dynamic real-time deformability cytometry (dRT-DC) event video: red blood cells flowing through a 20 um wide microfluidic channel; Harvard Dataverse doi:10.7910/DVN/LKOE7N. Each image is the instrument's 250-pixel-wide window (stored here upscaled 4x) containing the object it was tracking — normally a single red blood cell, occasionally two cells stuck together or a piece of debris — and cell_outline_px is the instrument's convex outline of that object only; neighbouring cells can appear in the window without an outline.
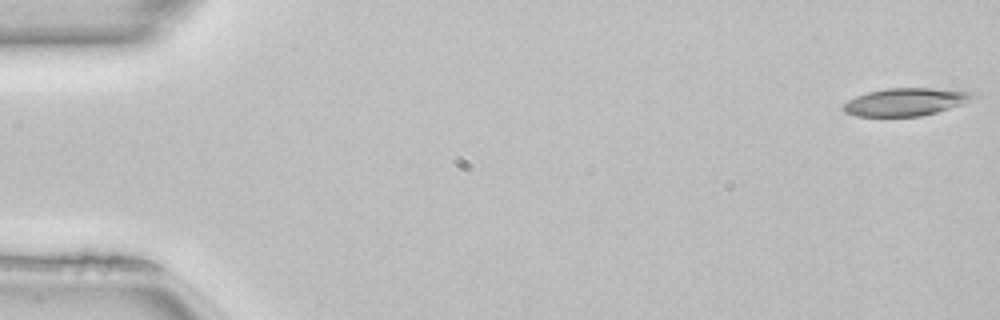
{"species": "common noctule bat (a hibernating species)", "species_latin": "Nyctalus noctula", "temperature_condition": "room temperature", "stored_images_in_passage": 50, "camera_frame_rate_fps": 3000, "um_per_image_px": 0.085, "animal": {"sex": "female", "body_mass_g": 22.7, "forearm_length_mm": 54.2}, "frame": {"image": 1, "passage_image": 1, "time_ms": 0.0, "image_size_px": [1000, 320], "cell_outline_px": [[980, 96], [960, 104], [936, 112], [920, 116], [860, 116], [844, 112], [844, 104], [848, 100], [856, 96], [868, 92], [888, 88], [932, 88], [980, 92]], "centroid_in_image_um": [77.05, 8.64], "position_along_channel_um": 8.0, "area_um2": 20.87}}
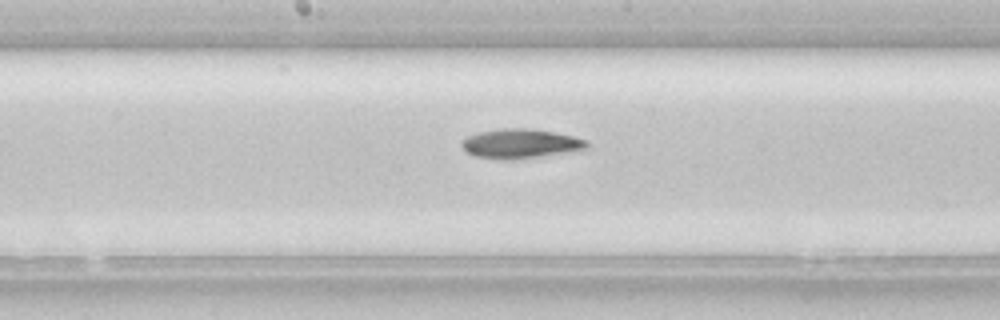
{"frame": {"image": 2, "passage_image": 26, "time_ms": 8.333, "image_size_px": [1000, 320], "cell_outline_px": [[588, 148], [512, 160], [476, 156], [468, 152], [460, 144], [460, 140], [468, 136], [480, 132], [500, 128], [532, 128], [572, 136], [588, 140]], "centroid_in_image_um": [44.21, 12.19], "position_along_channel_um": 204.0, "area_um2": 21.04}}
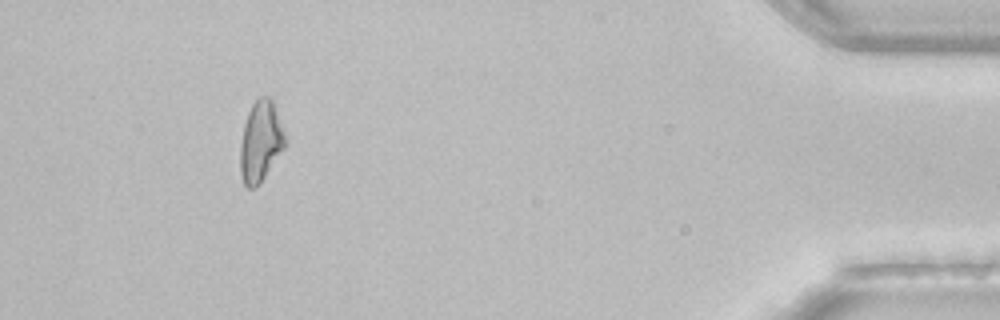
{"frame": {"image": 3, "passage_image": 46, "time_ms": 15.0, "image_size_px": [1000, 320], "cell_outline_px": [[288, 140], [284, 148], [260, 184], [256, 188], [248, 188], [244, 184], [240, 172], [240, 144], [244, 124], [248, 112], [252, 104], [260, 96], [272, 96]], "centroid_in_image_um": [22.17, 12.0], "position_along_channel_um": 413.0, "area_um2": 21.56}}